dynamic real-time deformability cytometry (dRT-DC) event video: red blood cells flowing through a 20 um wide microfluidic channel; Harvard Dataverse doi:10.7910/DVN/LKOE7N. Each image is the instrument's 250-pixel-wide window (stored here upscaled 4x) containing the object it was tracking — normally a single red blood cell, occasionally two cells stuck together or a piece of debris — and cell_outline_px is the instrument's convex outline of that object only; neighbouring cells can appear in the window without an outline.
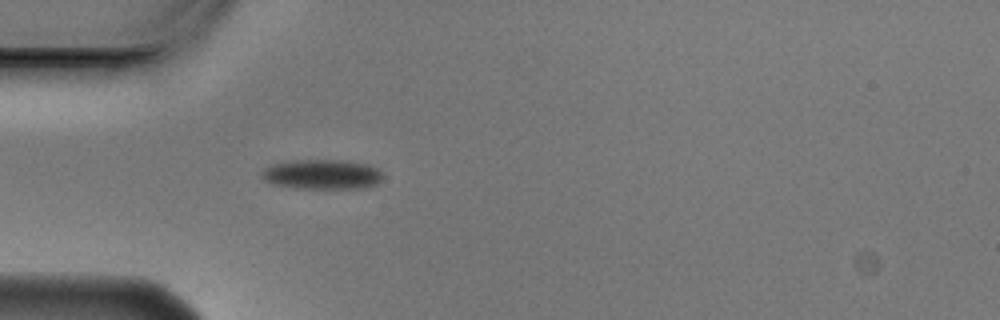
{"species": "Egyptian fruit bat (a non-hibernating species)", "species_latin": "Rousettus aegyptiacus", "temperature_condition": "cold", "stored_images_in_passage": 2, "camera_frame_rate_fps": 3000, "um_per_image_px": 0.085, "animal": {"sex": "male"}, "frame": {"image": 1, "passage_image": 2, "time_ms": 0.333, "image_size_px": [1000, 320], "cell_outline_px": [[384, 176], [376, 184], [364, 188], [300, 188], [276, 184], [264, 180], [260, 176], [260, 172], [264, 168], [272, 164], [288, 160], [344, 160], [368, 164], [376, 168]], "centroid_in_image_um": [27.36, 14.8], "position_along_channel_um": 57.6, "area_um2": 21.04}}